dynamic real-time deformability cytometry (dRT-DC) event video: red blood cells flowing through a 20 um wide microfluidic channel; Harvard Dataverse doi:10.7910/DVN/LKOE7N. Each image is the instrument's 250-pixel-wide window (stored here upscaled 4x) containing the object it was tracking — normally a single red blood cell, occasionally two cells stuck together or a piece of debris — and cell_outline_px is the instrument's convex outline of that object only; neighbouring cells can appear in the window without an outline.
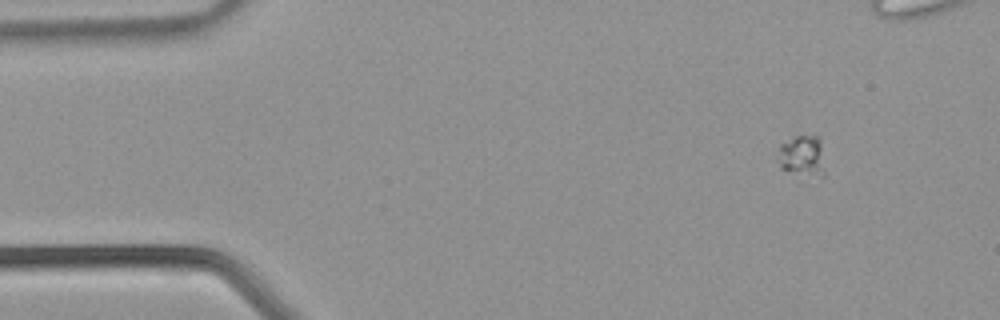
{"species": "common noctule bat (a hibernating species)", "species_latin": "Nyctalus noctula", "temperature_condition": "warm", "stored_images_in_passage": 38, "camera_frame_rate_fps": 3000, "um_per_image_px": 0.085, "animal": {"sex": "male", "body_mass_g": 21.5, "forearm_length_mm": 52.0}, "frame": {"image": 1, "passage_image": 1, "time_ms": 0.0, "image_size_px": [1000, 320], "cell_outline_px": [[824, 176], [780, 168], [776, 156], [780, 144], [796, 136], [820, 136], [824, 172]], "centroid_in_image_um": [68.16, 13.18], "position_along_channel_um": 16.8, "area_um2": 10.81}}
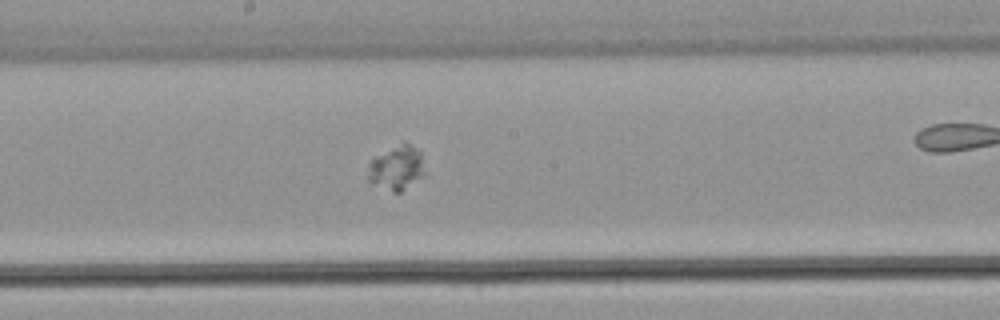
{"frame": {"image": 2, "passage_image": 18, "time_ms": 5.667, "image_size_px": [1000, 320], "cell_outline_px": [[424, 176], [400, 192], [392, 192], [368, 180], [368, 160], [404, 140], [416, 148], [420, 152], [424, 172]], "centroid_in_image_um": [33.69, 14.24], "position_along_channel_um": 214.5, "area_um2": 14.74}}
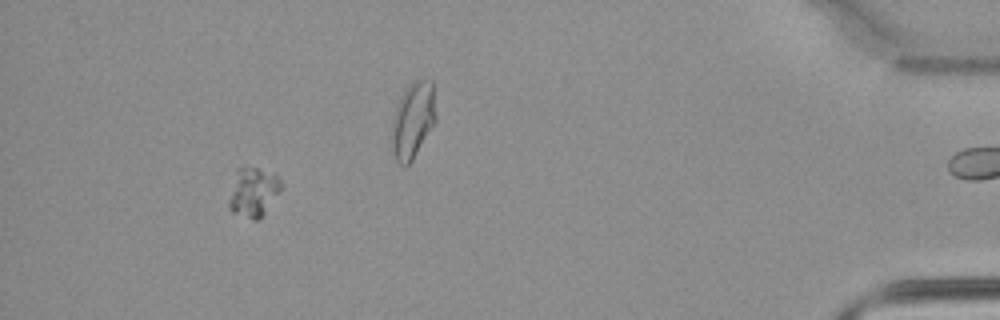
{"frame": {"image": 3, "passage_image": 34, "time_ms": 11.0, "image_size_px": [1000, 320], "cell_outline_px": [[280, 188], [260, 220], [252, 220], [232, 212], [228, 208], [228, 200], [236, 168], [256, 168], [276, 172], [280, 180]], "centroid_in_image_um": [21.49, 16.33], "position_along_channel_um": 413.7, "area_um2": 14.91}}